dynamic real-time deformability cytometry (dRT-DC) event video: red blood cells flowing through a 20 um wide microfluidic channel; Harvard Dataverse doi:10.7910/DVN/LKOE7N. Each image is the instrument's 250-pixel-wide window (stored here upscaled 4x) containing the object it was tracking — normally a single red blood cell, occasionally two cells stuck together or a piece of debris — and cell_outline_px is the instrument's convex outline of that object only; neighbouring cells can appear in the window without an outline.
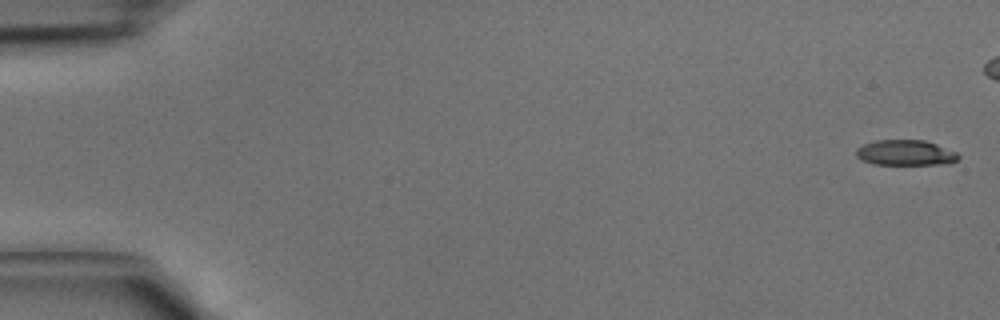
{"species": "common noctule bat (a hibernating species)", "species_latin": "Nyctalus noctula", "temperature_condition": "cold", "stored_images_in_passage": 38, "camera_frame_rate_fps": 3000, "um_per_image_px": 0.085, "animal": {"sex": "male", "body_mass_g": 15.6}, "frame": {"image": 1, "passage_image": 1, "time_ms": 0.0, "image_size_px": [1000, 320], "cell_outline_px": [[960, 156], [956, 160], [948, 164], [872, 164], [856, 156], [856, 148], [864, 144], [876, 140], [924, 140], [936, 144], [956, 152]], "centroid_in_image_um": [76.96, 12.98], "position_along_channel_um": 8.0, "area_um2": 15.03}}
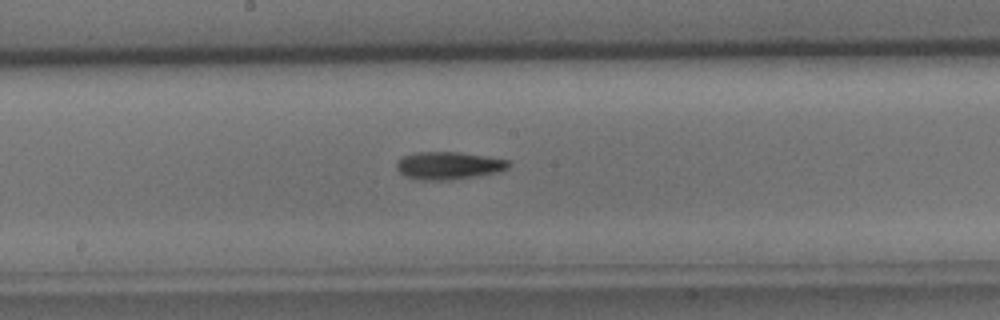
{"frame": {"image": 2, "passage_image": 23, "time_ms": 7.333, "image_size_px": [1000, 320], "cell_outline_px": [[512, 164], [508, 168], [496, 172], [448, 180], [420, 180], [408, 176], [400, 172], [396, 168], [396, 160], [404, 156], [416, 152], [460, 152], [488, 156], [508, 160]], "centroid_in_image_um": [38.12, 14.05], "position_along_channel_um": 210.1, "area_um2": 17.92}}
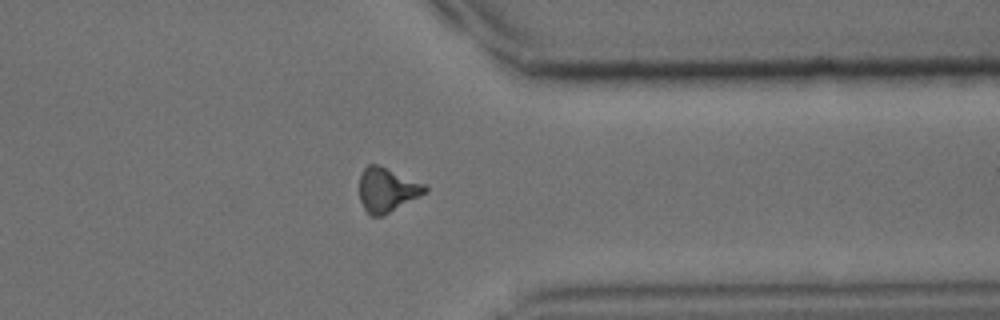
{"frame": {"image": 3, "passage_image": 34, "time_ms": 11.0, "image_size_px": [1000, 320], "cell_outline_px": [[428, 192], [384, 216], [372, 216], [364, 208], [360, 200], [360, 176], [364, 168], [368, 164], [376, 164], [424, 184], [428, 188]], "centroid_in_image_um": [32.9, 16.16], "position_along_channel_um": 378.5, "area_um2": 16.76}}